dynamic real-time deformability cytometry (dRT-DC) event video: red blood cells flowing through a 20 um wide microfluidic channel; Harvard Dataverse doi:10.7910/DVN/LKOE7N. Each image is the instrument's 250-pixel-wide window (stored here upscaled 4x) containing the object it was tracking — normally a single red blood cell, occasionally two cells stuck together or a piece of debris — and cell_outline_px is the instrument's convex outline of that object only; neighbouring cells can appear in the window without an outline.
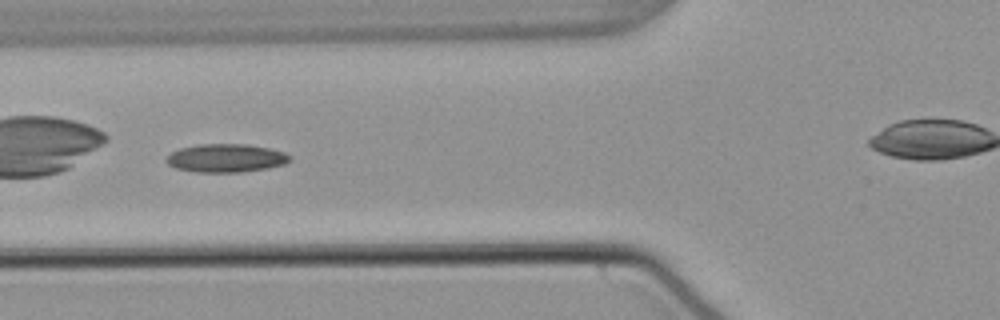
{"species": "common noctule bat (a hibernating species)", "species_latin": "Nyctalus noctula", "temperature_condition": "warm", "stored_images_in_passage": 41, "camera_frame_rate_fps": 3000, "um_per_image_px": 0.085, "animal": {"sex": "male", "body_mass_g": 21.5, "forearm_length_mm": 52.0}, "frame": {"image": 1, "passage_image": 7, "time_ms": 2.0, "image_size_px": [1000, 320], "cell_outline_px": [[288, 160], [284, 164], [268, 168], [240, 172], [196, 172], [176, 168], [168, 164], [164, 160], [172, 152], [180, 148], [200, 144], [248, 144], [268, 148], [284, 152], [288, 156]], "centroid_in_image_um": [19.17, 13.44], "position_along_channel_um": 106.6, "area_um2": 20.17}}
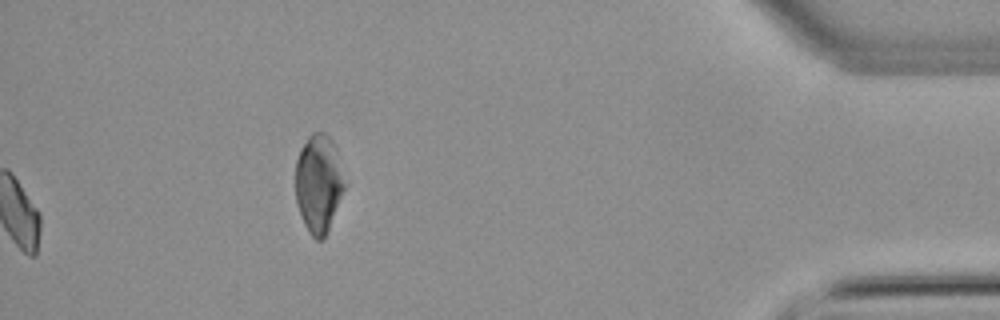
{"frame": {"image": 2, "passage_image": 41, "time_ms": 13.333, "image_size_px": [1000, 320], "cell_outline_px": [[344, 188], [328, 232], [324, 240], [316, 240], [308, 232], [304, 224], [296, 204], [296, 160], [300, 148], [308, 136], [312, 132], [324, 132], [332, 140], [336, 148], [344, 184]], "centroid_in_image_um": [27.05, 15.61], "position_along_channel_um": 408.1, "area_um2": 27.98}, "authors_computed_cell_mechanics": {"area_um2": 18.9584, "velocity_mm_per_s": 3.818, "shape_relaxation_time_tau1_ms": null, "shape_relaxation_time_tau2_ms": 4.723, "deformation_change_tau1": null, "deformation_change_tau2": 0.118}}